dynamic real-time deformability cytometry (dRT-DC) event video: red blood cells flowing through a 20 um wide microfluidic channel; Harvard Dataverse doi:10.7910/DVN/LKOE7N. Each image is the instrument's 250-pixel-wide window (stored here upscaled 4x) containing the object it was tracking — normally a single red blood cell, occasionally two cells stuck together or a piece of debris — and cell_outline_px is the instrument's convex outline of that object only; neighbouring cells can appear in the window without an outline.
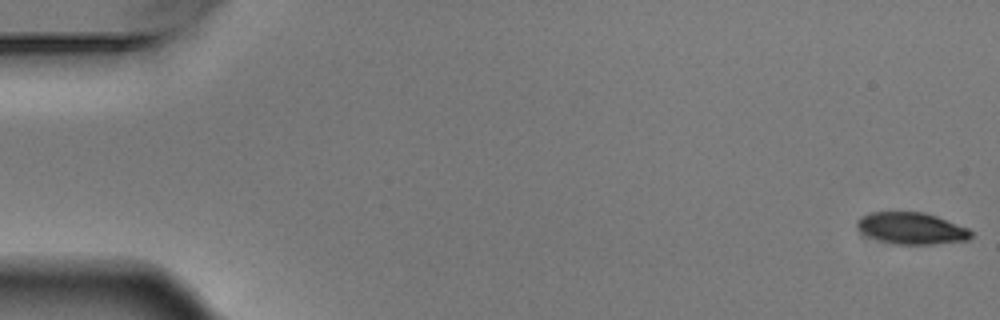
{"species": "Egyptian fruit bat (a non-hibernating species)", "species_latin": "Rousettus aegyptiacus", "temperature_condition": "warm", "stored_images_in_passage": 7, "camera_frame_rate_fps": 3000, "um_per_image_px": 0.085, "animal": {"sex": "male"}, "frame": {"image": 1, "passage_image": 1, "time_ms": 0.0, "image_size_px": [1000, 320], "cell_outline_px": [[972, 236], [968, 240], [932, 244], [896, 244], [880, 240], [860, 232], [856, 224], [856, 220], [860, 216], [872, 212], [924, 212], [936, 216], [968, 228], [972, 232]], "centroid_in_image_um": [77.47, 19.4], "position_along_channel_um": 7.5, "area_um2": 20.92}}
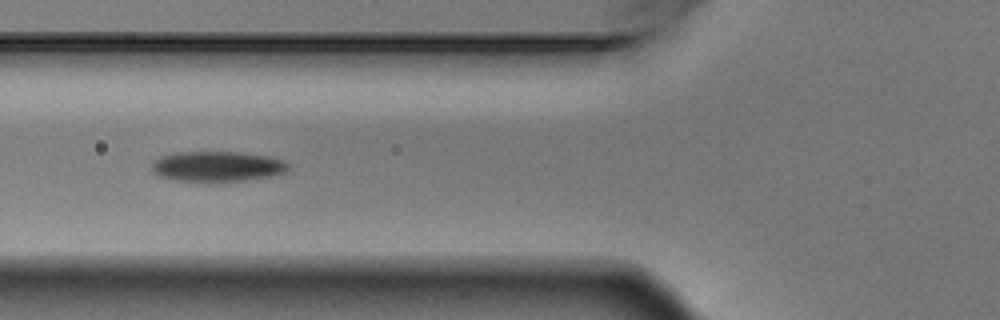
{"frame": {"image": 2, "passage_image": 6, "time_ms": 1.667, "image_size_px": [1000, 320], "cell_outline_px": [[288, 168], [284, 172], [272, 176], [208, 184], [172, 180], [160, 176], [152, 172], [152, 164], [160, 156], [176, 152], [240, 152], [268, 156], [284, 160], [288, 164]], "centroid_in_image_um": [18.42, 14.17], "position_along_channel_um": 107.4, "area_um2": 24.62}}
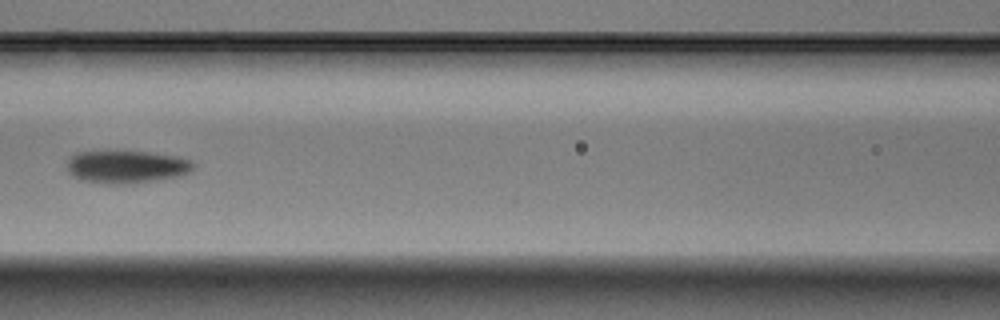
{"frame": {"image": 3, "passage_image": 7, "time_ms": 2.0, "image_size_px": [1000, 320], "cell_outline_px": [[196, 164], [188, 172], [180, 176], [156, 180], [124, 184], [112, 184], [84, 180], [72, 176], [68, 172], [68, 160], [76, 152], [148, 152], [176, 156], [192, 160]], "centroid_in_image_um": [10.78, 14.18], "position_along_channel_um": 155.8, "area_um2": 23.76}}